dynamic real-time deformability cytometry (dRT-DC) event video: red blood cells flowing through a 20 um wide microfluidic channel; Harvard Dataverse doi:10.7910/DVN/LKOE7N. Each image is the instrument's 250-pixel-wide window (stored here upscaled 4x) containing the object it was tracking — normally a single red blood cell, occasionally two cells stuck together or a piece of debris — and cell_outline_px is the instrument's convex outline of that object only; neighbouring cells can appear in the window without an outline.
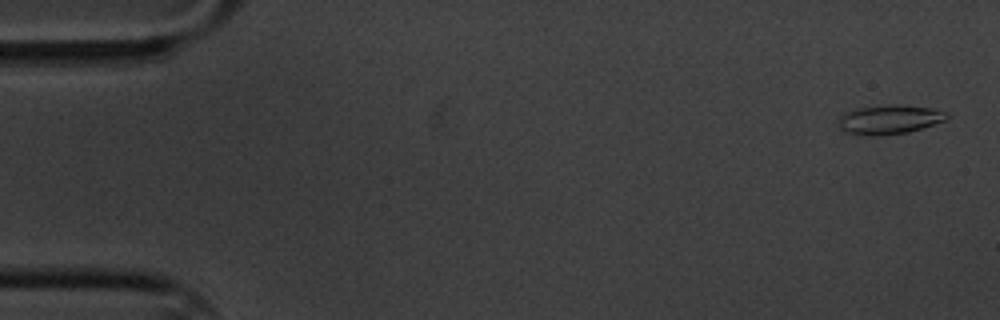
{"species": "common noctule bat (a hibernating species)", "species_latin": "Nyctalus noctula", "temperature_condition": "cold", "stored_images_in_passage": 59, "camera_frame_rate_fps": 3000, "um_per_image_px": 0.085, "animal": {"sex": "male", "body_mass_g": 20.1, "forearm_length_mm": 53.5}, "frame": {"image": 1, "passage_image": 2, "time_ms": 0.333, "image_size_px": [1000, 320], "cell_outline_px": [[948, 116], [944, 120], [908, 132], [876, 136], [872, 136], [844, 132], [840, 128], [840, 116], [844, 112], [856, 108], [888, 104], [896, 104], [932, 108], [948, 112]], "centroid_in_image_um": [75.57, 10.14], "position_along_channel_um": 9.4, "area_um2": 18.32}}
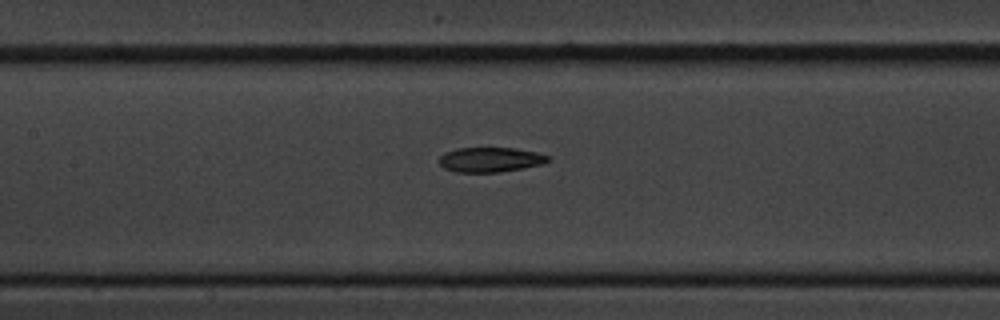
{"frame": {"image": 2, "passage_image": 27, "time_ms": 8.667, "image_size_px": [1000, 320], "cell_outline_px": [[552, 160], [540, 164], [500, 172], [456, 172], [444, 168], [440, 164], [440, 156], [444, 152], [456, 148], [516, 148], [536, 152], [548, 156]], "centroid_in_image_um": [41.65, 13.56], "position_along_channel_um": 165.7, "area_um2": 15.61}}
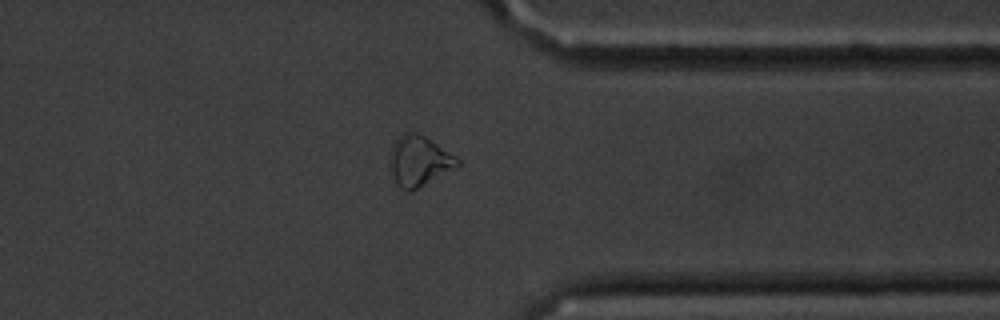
{"frame": {"image": 3, "passage_image": 46, "time_ms": 15.0, "image_size_px": [1000, 320], "cell_outline_px": [[460, 164], [412, 192], [408, 192], [400, 188], [388, 176], [392, 144], [404, 132], [416, 132], [424, 136], [456, 156], [460, 160]], "centroid_in_image_um": [35.55, 13.71], "position_along_channel_um": 375.8, "area_um2": 19.94}, "authors_computed_cell_mechanics": {"area_um2": 17.1666, "velocity_mm_per_s": 3.3957, "shape_relaxation_time_tau1_ms": 9.7154, "shape_relaxation_time_tau2_ms": 5.0986, "deformation_change_tau1": 0.2179, "deformation_change_tau2": 0.114}}